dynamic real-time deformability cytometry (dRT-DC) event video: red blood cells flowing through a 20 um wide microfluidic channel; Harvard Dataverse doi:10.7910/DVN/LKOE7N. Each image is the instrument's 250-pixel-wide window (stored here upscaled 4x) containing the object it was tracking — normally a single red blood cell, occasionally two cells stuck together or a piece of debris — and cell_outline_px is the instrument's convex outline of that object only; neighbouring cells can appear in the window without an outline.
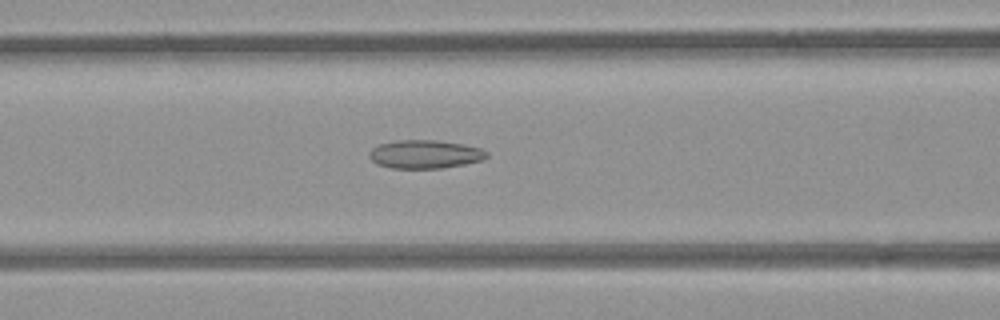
{"species": "common noctule bat (a hibernating species)", "species_latin": "Nyctalus noctula", "temperature_condition": "room temperature", "stored_images_in_passage": 50, "camera_frame_rate_fps": 3000, "um_per_image_px": 0.085, "animal": {"sex": "female", "body_mass_g": 21.9}, "frame": {"image": 1, "passage_image": 21, "time_ms": 6.667, "image_size_px": [1000, 320], "cell_outline_px": [[488, 156], [484, 160], [464, 164], [440, 168], [392, 168], [376, 164], [368, 156], [368, 152], [372, 148], [380, 144], [396, 140], [436, 140], [460, 144], [480, 148], [488, 152]], "centroid_in_image_um": [36.1, 13.11], "position_along_channel_um": 130.5, "area_um2": 19.42}}
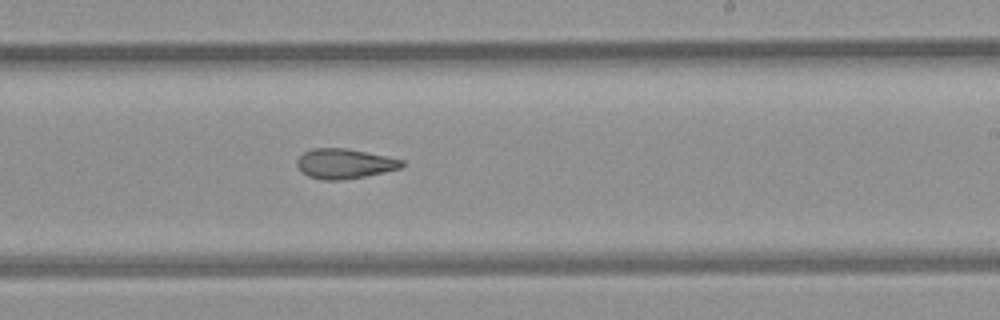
{"frame": {"image": 2, "passage_image": 31, "time_ms": 10.0, "image_size_px": [1000, 320], "cell_outline_px": [[404, 164], [400, 168], [384, 172], [364, 176], [340, 180], [324, 180], [308, 176], [296, 164], [296, 160], [304, 152], [312, 148], [344, 148], [404, 160]], "centroid_in_image_um": [29.26, 13.91], "position_along_channel_um": 259.7, "area_um2": 17.92}}
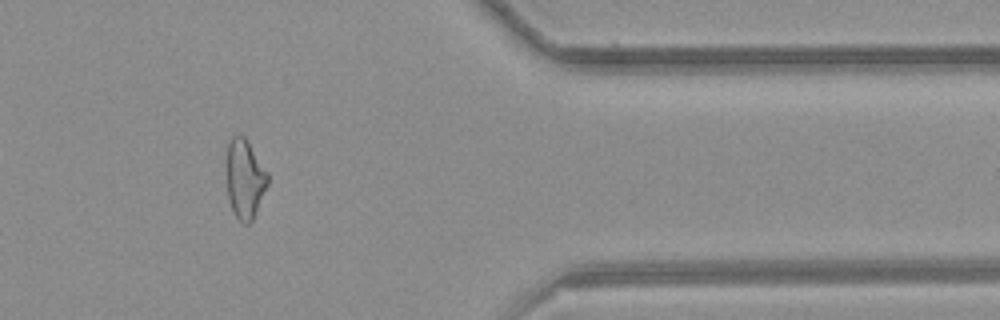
{"frame": {"image": 3, "passage_image": 43, "time_ms": 14.0, "image_size_px": [1000, 320], "cell_outline_px": [[268, 184], [252, 220], [248, 224], [244, 224], [236, 216], [228, 200], [228, 140], [236, 132], [244, 136], [268, 172]], "centroid_in_image_um": [20.82, 15.17], "position_along_channel_um": 390.6, "area_um2": 18.67}}